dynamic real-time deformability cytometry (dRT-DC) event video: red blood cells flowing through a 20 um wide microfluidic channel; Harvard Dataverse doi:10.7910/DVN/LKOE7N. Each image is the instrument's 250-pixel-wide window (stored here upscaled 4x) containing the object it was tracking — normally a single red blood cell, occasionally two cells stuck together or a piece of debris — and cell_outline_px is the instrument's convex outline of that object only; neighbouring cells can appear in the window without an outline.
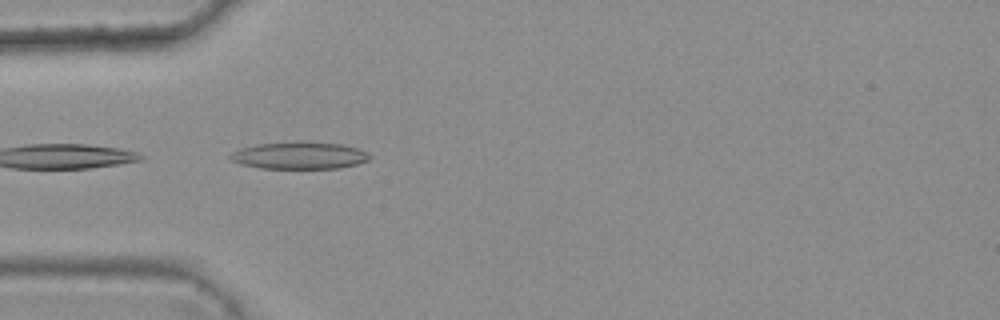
{"species": "common noctule bat (a hibernating species)", "species_latin": "Nyctalus noctula", "temperature_condition": "warm", "stored_images_in_passage": 1, "camera_frame_rate_fps": 3000, "um_per_image_px": 0.085, "animal": {"sex": "female", "body_mass_g": 25.1}, "frame": {"image": 1, "passage_image": 1, "time_ms": 0.0, "image_size_px": [1000, 320], "cell_outline_px": [[372, 156], [368, 160], [356, 164], [340, 168], [260, 168], [240, 164], [228, 160], [228, 156], [232, 152], [256, 144], [340, 144], [356, 148], [368, 152]], "centroid_in_image_um": [25.43, 13.26], "position_along_channel_um": 59.6, "area_um2": 21.1}}